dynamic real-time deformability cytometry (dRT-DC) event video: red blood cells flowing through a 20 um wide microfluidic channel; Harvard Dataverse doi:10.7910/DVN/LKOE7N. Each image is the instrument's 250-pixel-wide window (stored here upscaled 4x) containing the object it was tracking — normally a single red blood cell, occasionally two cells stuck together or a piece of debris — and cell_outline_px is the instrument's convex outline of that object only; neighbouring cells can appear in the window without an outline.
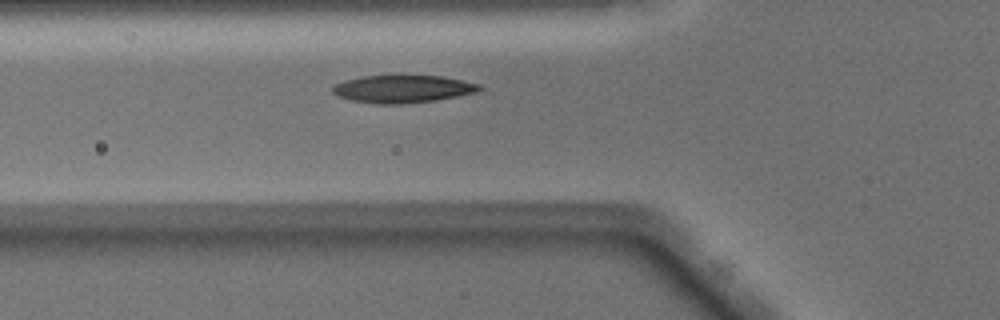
{"species": "Egyptian fruit bat (a non-hibernating species)", "species_latin": "Rousettus aegyptiacus", "temperature_condition": "warm", "stored_images_in_passage": 34, "camera_frame_rate_fps": 3000, "um_per_image_px": 0.085, "animal": {"sex": "male"}, "frame": {"image": 1, "passage_image": 2, "time_ms": 0.333, "image_size_px": [1000, 320], "cell_outline_px": [[480, 88], [476, 92], [436, 100], [404, 104], [380, 104], [352, 100], [340, 96], [332, 92], [332, 88], [336, 84], [344, 80], [364, 76], [444, 76], [480, 84]], "centroid_in_image_um": [34.23, 7.56], "position_along_channel_um": 91.6, "area_um2": 23.29}}
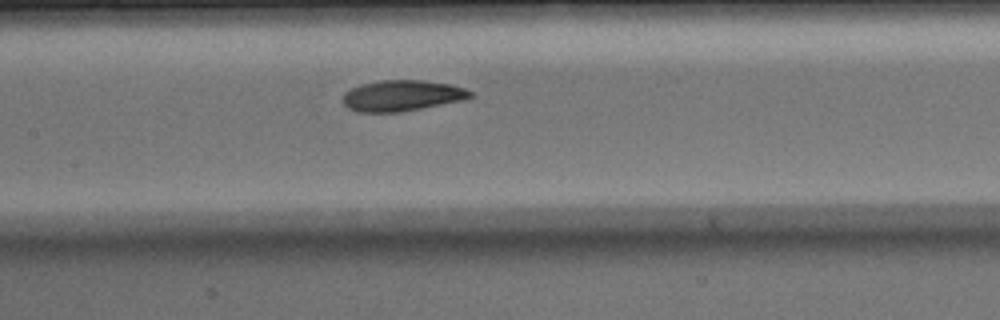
{"frame": {"image": 2, "passage_image": 8, "time_ms": 2.333, "image_size_px": [1000, 320], "cell_outline_px": [[472, 96], [464, 100], [404, 112], [356, 112], [348, 108], [344, 104], [344, 92], [360, 84], [380, 80], [424, 80], [452, 84], [464, 88], [472, 92]], "centroid_in_image_um": [34.18, 8.13], "position_along_channel_um": 173.2, "area_um2": 23.18}}
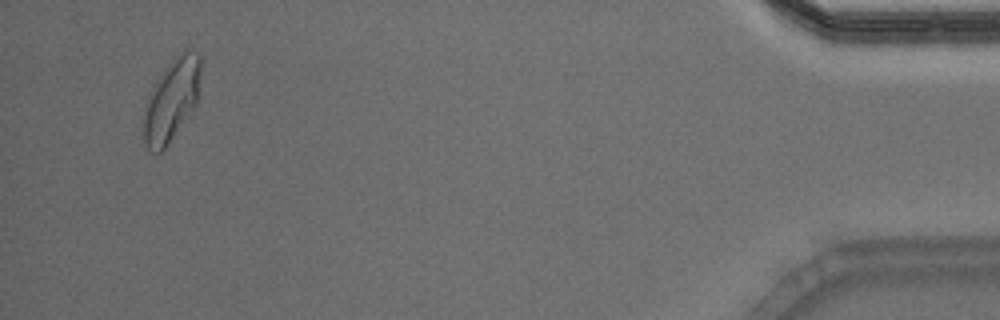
{"frame": {"image": 3, "passage_image": 32, "time_ms": 10.333, "image_size_px": [1000, 320], "cell_outline_px": [[200, 72], [196, 104], [164, 148], [160, 152], [152, 152], [148, 148], [144, 140], [140, 120], [148, 96], [156, 80], [164, 68], [180, 52], [196, 52], [200, 56]], "centroid_in_image_um": [14.52, 8.52], "position_along_channel_um": 420.7, "area_um2": 26.93}}